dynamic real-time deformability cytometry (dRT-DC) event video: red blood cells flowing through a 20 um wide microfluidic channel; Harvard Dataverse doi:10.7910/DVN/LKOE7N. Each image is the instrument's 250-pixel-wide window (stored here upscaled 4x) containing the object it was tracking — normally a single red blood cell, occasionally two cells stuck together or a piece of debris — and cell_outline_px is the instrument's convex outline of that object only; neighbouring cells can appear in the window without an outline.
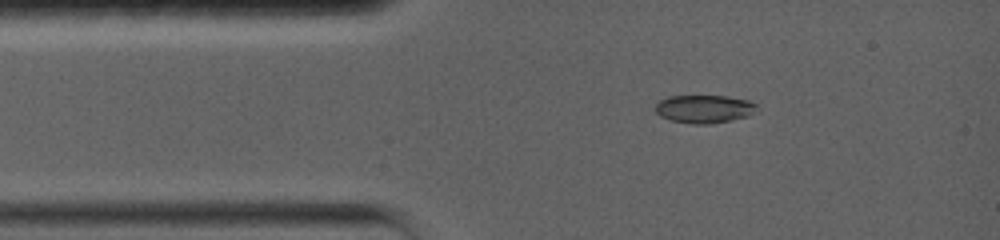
{"species": "common noctule bat (a hibernating species)", "species_latin": "Nyctalus noctula", "temperature_condition": "warm", "stored_images_in_passage": 30, "camera_frame_rate_fps": 5000, "um_per_image_px": 0.085, "animal": {"sex": "female", "body_mass_g": 19.0, "forearm_length_mm": 56.7}, "frame": {"image": 1, "passage_image": 1, "time_ms": 0.0, "image_size_px": [1000, 240], "cell_outline_px": [[756, 104], [752, 112], [748, 116], [732, 120], [708, 124], [692, 124], [672, 120], [660, 116], [656, 112], [656, 104], [660, 100], [668, 96], [724, 96], [748, 100]], "centroid_in_image_um": [59.82, 9.26], "position_along_channel_um": 25.2, "area_um2": 16.36}}
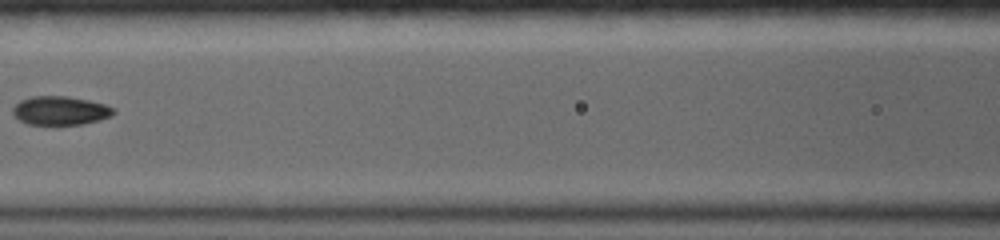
{"frame": {"image": 2, "passage_image": 13, "time_ms": 2.4, "image_size_px": [1000, 240], "cell_outline_px": [[116, 112], [112, 116], [80, 124], [28, 124], [20, 120], [12, 112], [12, 108], [20, 100], [32, 96], [68, 96], [88, 100], [104, 104], [112, 108]], "centroid_in_image_um": [5.1, 9.39], "position_along_channel_um": 161.5, "area_um2": 16.65}}
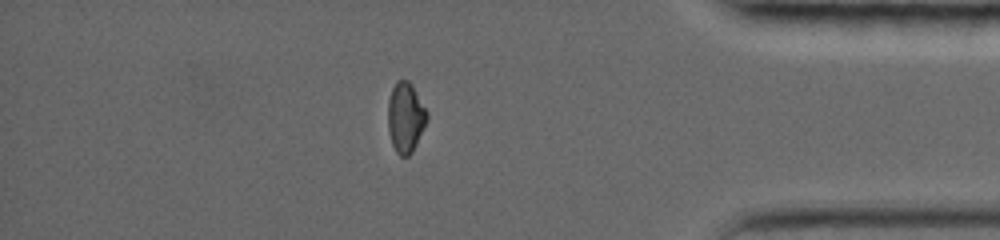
{"frame": {"image": 3, "passage_image": 24, "time_ms": 4.6, "image_size_px": [1000, 240], "cell_outline_px": [[428, 116], [408, 156], [400, 156], [392, 140], [388, 124], [388, 104], [392, 88], [396, 80], [408, 80], [424, 108]], "centroid_in_image_um": [34.43, 9.92], "position_along_channel_um": 400.8, "area_um2": 14.8}}